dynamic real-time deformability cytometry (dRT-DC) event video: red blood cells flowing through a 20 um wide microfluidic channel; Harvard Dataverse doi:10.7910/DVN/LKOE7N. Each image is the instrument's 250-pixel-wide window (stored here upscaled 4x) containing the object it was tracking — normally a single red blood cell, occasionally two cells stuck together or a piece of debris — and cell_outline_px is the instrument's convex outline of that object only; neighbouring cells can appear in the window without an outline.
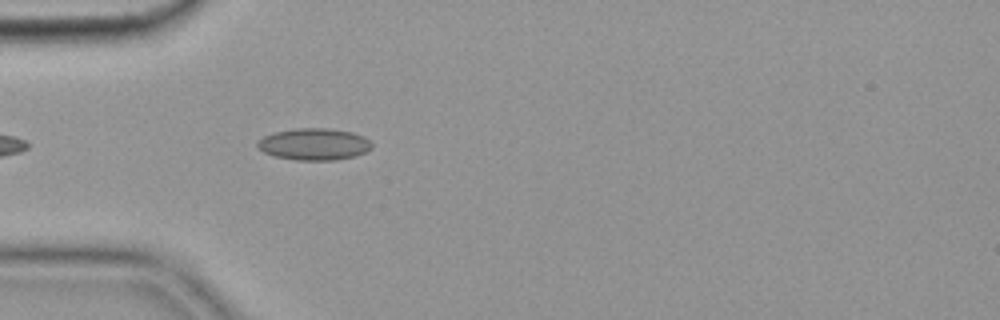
{"species": "common noctule bat (a hibernating species)", "species_latin": "Nyctalus noctula", "temperature_condition": "cold", "stored_images_in_passage": 7, "camera_frame_rate_fps": 3000, "um_per_image_px": 0.085, "animal": {"sex": "female", "body_mass_g": 19.9}, "frame": {"image": 1, "passage_image": 2, "time_ms": 0.333, "image_size_px": [1000, 320], "cell_outline_px": [[372, 148], [356, 156], [336, 160], [296, 160], [276, 156], [264, 152], [256, 144], [256, 140], [264, 136], [276, 132], [296, 128], [328, 128], [352, 132], [364, 136], [372, 144]], "centroid_in_image_um": [26.71, 12.25], "position_along_channel_um": 58.3, "area_um2": 21.15}}